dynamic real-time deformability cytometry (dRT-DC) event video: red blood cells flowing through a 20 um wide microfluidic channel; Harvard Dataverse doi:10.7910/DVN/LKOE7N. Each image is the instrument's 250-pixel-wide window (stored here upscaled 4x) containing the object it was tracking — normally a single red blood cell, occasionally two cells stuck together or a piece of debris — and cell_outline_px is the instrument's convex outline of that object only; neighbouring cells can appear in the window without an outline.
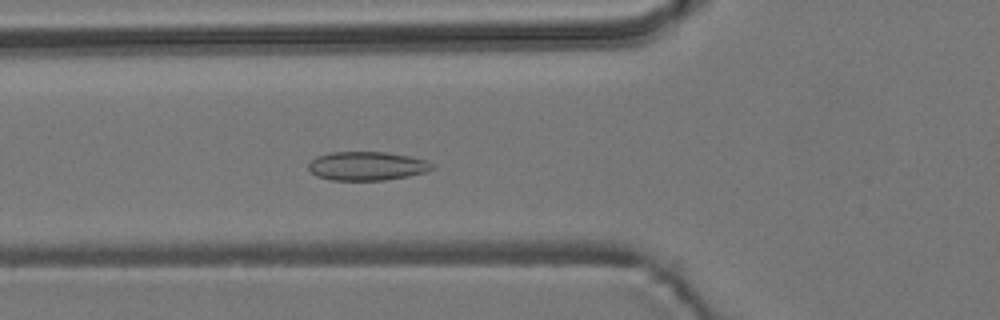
{"species": "common noctule bat (a hibernating species)", "species_latin": "Nyctalus noctula", "temperature_condition": "room temperature", "stored_images_in_passage": 56, "camera_frame_rate_fps": 3000, "um_per_image_px": 0.085, "animal": {"sex": "male", "body_mass_g": 19.2, "forearm_length_mm": 51.8}, "frame": {"image": 1, "passage_image": 20, "time_ms": 6.333, "image_size_px": [1000, 320], "cell_outline_px": [[436, 168], [424, 172], [408, 176], [384, 180], [332, 180], [316, 176], [308, 168], [308, 164], [316, 156], [332, 152], [388, 152], [412, 156], [428, 160], [436, 164]], "centroid_in_image_um": [31.25, 14.1], "position_along_channel_um": 94.6, "area_um2": 20.98}}
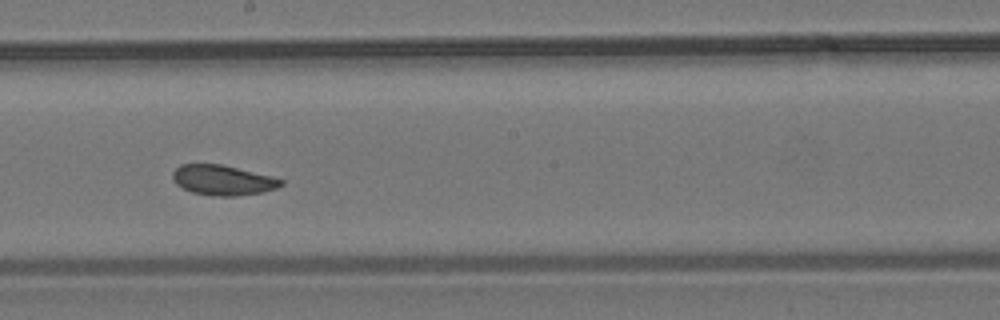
{"frame": {"image": 2, "passage_image": 31, "time_ms": 10.0, "image_size_px": [1000, 320], "cell_outline_px": [[284, 184], [276, 188], [264, 192], [236, 196], [212, 196], [192, 192], [176, 184], [172, 180], [172, 172], [180, 164], [220, 164], [272, 176], [284, 180]], "centroid_in_image_um": [18.94, 15.32], "position_along_channel_um": 229.3, "area_um2": 19.07}}
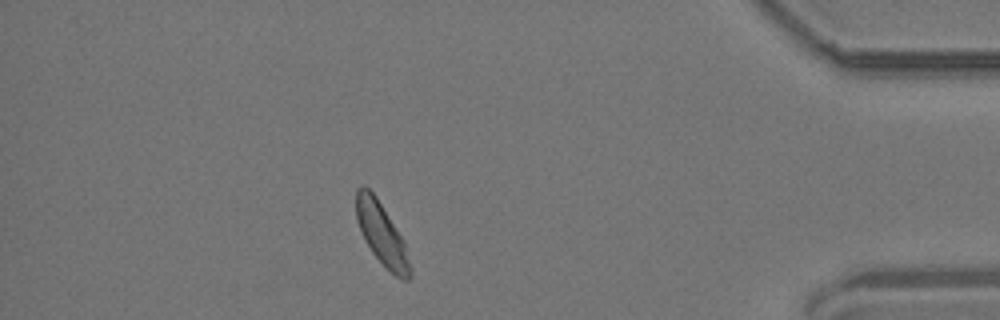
{"frame": {"image": 3, "passage_image": 49, "time_ms": 16.0, "image_size_px": [1000, 320], "cell_outline_px": [[412, 276], [408, 280], [400, 280], [372, 252], [356, 220], [356, 188], [360, 184], [364, 184], [376, 196], [404, 240], [412, 268]], "centroid_in_image_um": [32.47, 19.87], "position_along_channel_um": 402.7, "area_um2": 19.36}, "authors_computed_cell_mechanics": {"area_um2": 19.8543, "velocity_mm_per_s": 3.6669, "shape_relaxation_time_tau1_ms": null, "shape_relaxation_time_tau2_ms": 1.9166, "deformation_change_tau1": null, "deformation_change_tau2": 0.0544}}